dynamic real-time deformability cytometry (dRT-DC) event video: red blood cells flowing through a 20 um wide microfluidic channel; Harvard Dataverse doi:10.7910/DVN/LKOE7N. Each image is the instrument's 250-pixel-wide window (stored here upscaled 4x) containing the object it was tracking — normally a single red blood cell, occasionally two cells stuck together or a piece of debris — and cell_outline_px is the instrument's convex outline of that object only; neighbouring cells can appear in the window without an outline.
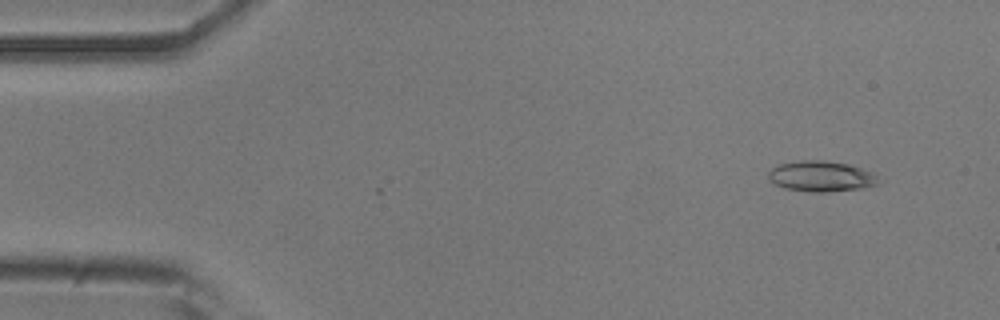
{"species": "common noctule bat (a hibernating species)", "species_latin": "Nyctalus noctula", "temperature_condition": "room temperature", "stored_images_in_passage": 54, "camera_frame_rate_fps": 3000, "um_per_image_px": 0.085, "animal": {"sex": "male", "body_mass_g": 20.5, "forearm_length_mm": 52.5}, "frame": {"image": 1, "passage_image": 5, "time_ms": 1.333, "image_size_px": [1000, 320], "cell_outline_px": [[876, 184], [864, 188], [828, 192], [812, 192], [784, 188], [768, 180], [768, 172], [772, 168], [780, 164], [800, 160], [824, 160], [848, 164], [872, 172], [876, 176]], "centroid_in_image_um": [69.75, 14.98], "position_along_channel_um": 15.2, "area_um2": 19.54}}
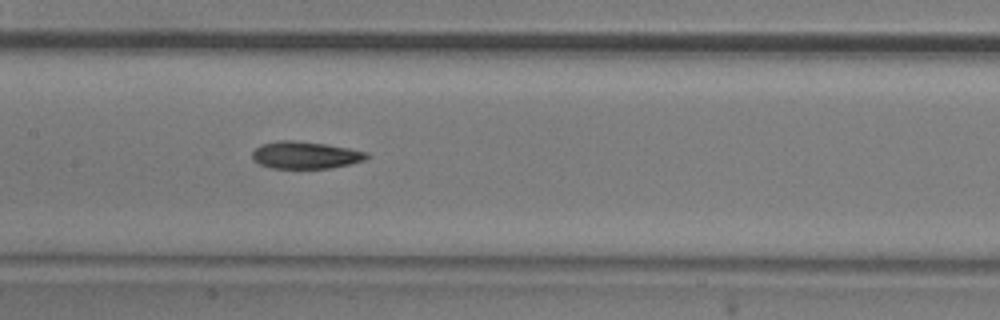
{"frame": {"image": 2, "passage_image": 26, "time_ms": 8.333, "image_size_px": [1000, 320], "cell_outline_px": [[368, 156], [364, 160], [348, 164], [328, 168], [272, 168], [260, 164], [252, 160], [252, 152], [260, 144], [276, 140], [296, 140], [324, 144], [348, 148], [368, 152]], "centroid_in_image_um": [25.9, 13.17], "position_along_channel_um": 181.5, "area_um2": 18.09}}
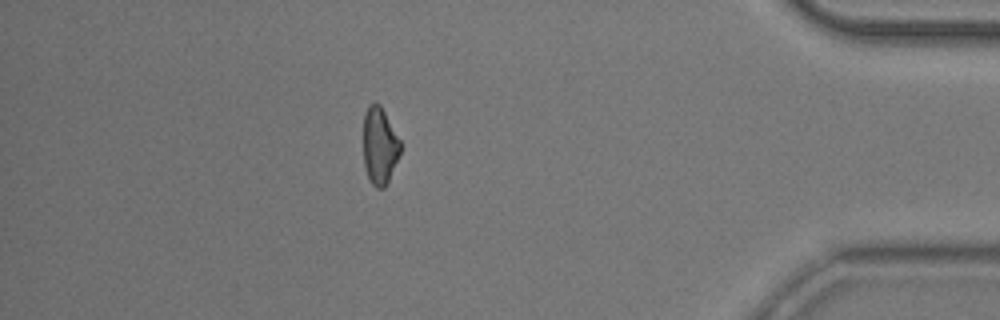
{"frame": {"image": 3, "passage_image": 47, "time_ms": 15.333, "image_size_px": [1000, 320], "cell_outline_px": [[400, 152], [388, 180], [384, 188], [376, 188], [372, 184], [368, 176], [364, 164], [364, 116], [368, 104], [380, 104], [400, 140]], "centroid_in_image_um": [32.26, 12.39], "position_along_channel_um": 402.9, "area_um2": 16.24}}